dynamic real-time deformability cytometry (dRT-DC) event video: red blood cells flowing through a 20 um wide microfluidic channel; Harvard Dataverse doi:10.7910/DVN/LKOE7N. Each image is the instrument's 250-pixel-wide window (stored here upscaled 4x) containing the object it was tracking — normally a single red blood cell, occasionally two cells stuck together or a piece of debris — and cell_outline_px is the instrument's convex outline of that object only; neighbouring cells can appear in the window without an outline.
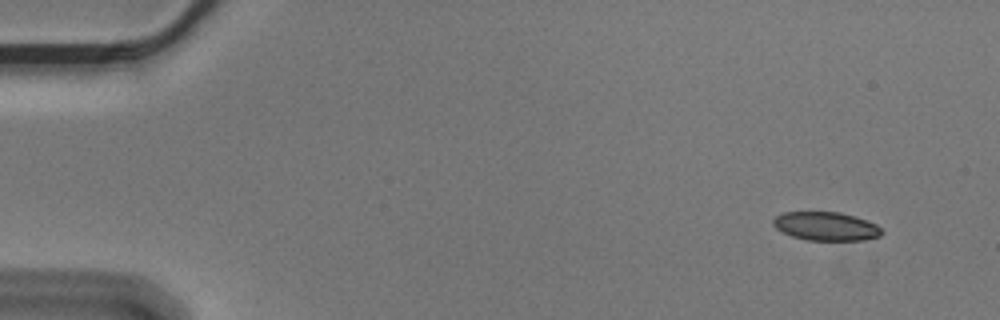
{"species": "Egyptian fruit bat (a non-hibernating species)", "species_latin": "Rousettus aegyptiacus", "temperature_condition": "cold", "stored_images_in_passage": 53, "camera_frame_rate_fps": 3000, "um_per_image_px": 0.085, "animal": {"sex": "male"}, "frame": {"image": 1, "passage_image": 1, "time_ms": 0.0, "image_size_px": [1000, 320], "cell_outline_px": [[884, 232], [880, 236], [864, 240], [808, 240], [792, 236], [776, 228], [772, 224], [772, 220], [776, 216], [784, 212], [840, 212], [876, 224]], "centroid_in_image_um": [70.2, 19.23], "position_along_channel_um": 14.8, "area_um2": 17.92}}
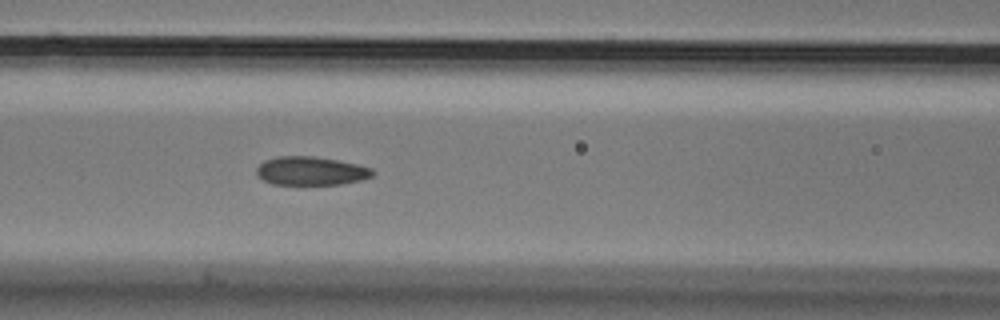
{"frame": {"image": 2, "passage_image": 21, "time_ms": 6.667, "image_size_px": [1000, 320], "cell_outline_px": [[376, 172], [372, 176], [360, 180], [340, 184], [272, 184], [264, 180], [256, 172], [256, 168], [264, 160], [276, 156], [312, 156], [336, 160], [356, 164], [372, 168]], "centroid_in_image_um": [26.42, 14.52], "position_along_channel_um": 140.2, "area_um2": 19.19}}
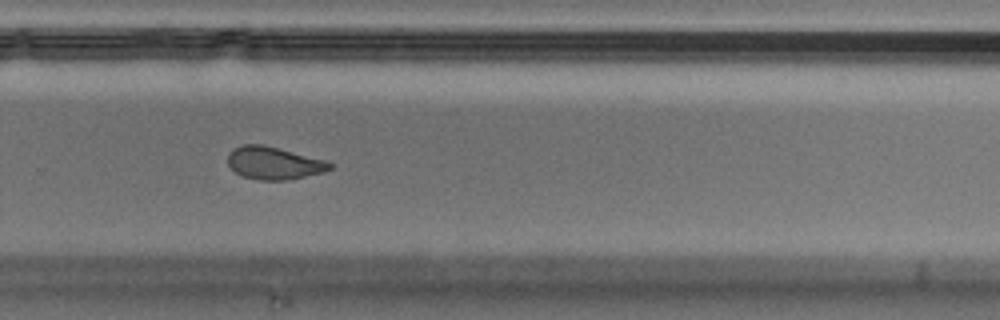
{"frame": {"image": 3, "passage_image": 35, "time_ms": 11.333, "image_size_px": [1000, 320], "cell_outline_px": [[332, 168], [324, 172], [288, 180], [260, 180], [244, 176], [236, 172], [228, 164], [228, 152], [244, 144], [264, 144], [328, 160], [332, 164]], "centroid_in_image_um": [23.32, 13.85], "position_along_channel_um": 306.5, "area_um2": 19.48}, "authors_computed_cell_mechanics": {"area_um2": 19.8832, "velocity_mm_per_s": 3.5747, "shape_relaxation_time_tau1_ms": 11.2781, "shape_relaxation_time_tau2_ms": 1.7311, "deformation_change_tau1": 0.1875, "deformation_change_tau2": 0.0723}}